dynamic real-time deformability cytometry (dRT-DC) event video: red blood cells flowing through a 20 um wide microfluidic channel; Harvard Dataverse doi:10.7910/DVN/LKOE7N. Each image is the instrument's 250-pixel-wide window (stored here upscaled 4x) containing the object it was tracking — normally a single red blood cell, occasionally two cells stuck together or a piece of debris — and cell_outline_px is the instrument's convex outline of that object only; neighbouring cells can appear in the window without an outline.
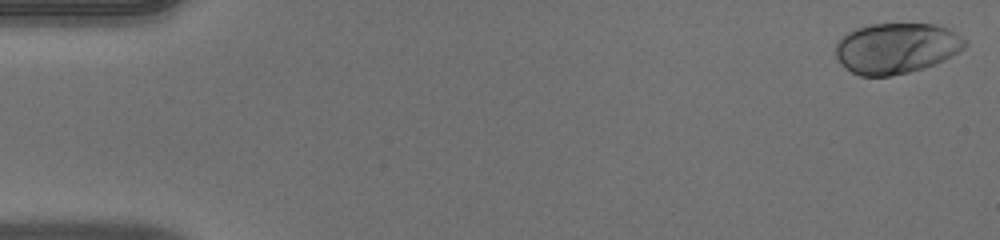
{"species": "human", "species_latin": "Homo sapiens", "temperature_condition": "warm", "stored_images_in_passage": 51, "camera_frame_rate_fps": 3000, "um_per_image_px": 0.085, "donor": {"sex": "male"}, "frame": {"image": 1, "passage_image": 1, "time_ms": 0.0, "image_size_px": [1000, 240], "cell_outline_px": [[968, 44], [964, 48], [952, 56], [936, 64], [924, 68], [908, 72], [888, 76], [860, 76], [844, 68], [840, 64], [836, 56], [836, 44], [848, 32], [856, 28], [872, 24], [936, 24], [948, 28], [956, 32], [968, 40]], "centroid_in_image_um": [76.22, 4.1], "position_along_channel_um": 8.8, "area_um2": 38.38}}
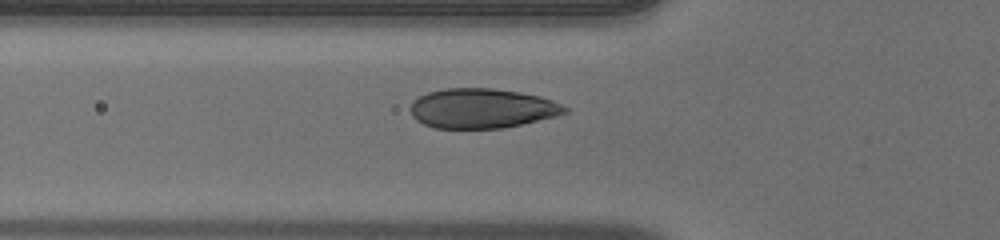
{"frame": {"image": 2, "passage_image": 18, "time_ms": 5.667, "image_size_px": [1000, 240], "cell_outline_px": [[568, 112], [556, 116], [520, 124], [500, 128], [432, 128], [416, 120], [412, 116], [408, 108], [412, 100], [428, 92], [444, 88], [492, 88], [520, 92], [540, 96], [552, 100], [568, 108]], "centroid_in_image_um": [40.92, 9.2], "position_along_channel_um": 84.9, "area_um2": 35.84}}
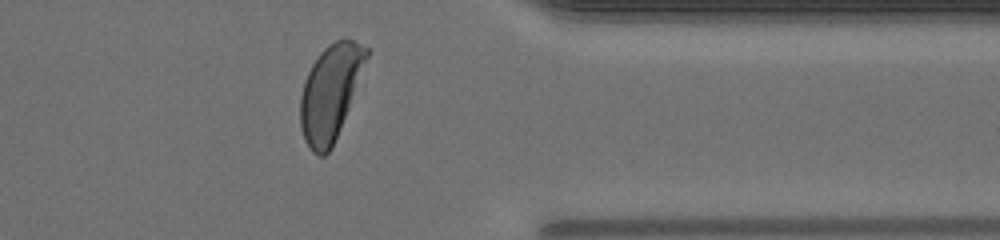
{"frame": {"image": 3, "passage_image": 41, "time_ms": 13.333, "image_size_px": [1000, 240], "cell_outline_px": [[372, 48], [332, 148], [324, 156], [320, 156], [312, 152], [304, 140], [300, 128], [300, 96], [304, 80], [312, 64], [320, 52], [328, 44], [344, 36]], "centroid_in_image_um": [28.08, 7.81], "position_along_channel_um": 383.3, "area_um2": 36.88}, "authors_computed_cell_mechanics": {"area_um2": 37.1654, "velocity_mm_per_s": 4.0126, "shape_relaxation_time_tau1_ms": 1.8366, "shape_relaxation_time_tau2_ms": null, "deformation_change_tau1": 0.146, "deformation_change_tau2": null}}